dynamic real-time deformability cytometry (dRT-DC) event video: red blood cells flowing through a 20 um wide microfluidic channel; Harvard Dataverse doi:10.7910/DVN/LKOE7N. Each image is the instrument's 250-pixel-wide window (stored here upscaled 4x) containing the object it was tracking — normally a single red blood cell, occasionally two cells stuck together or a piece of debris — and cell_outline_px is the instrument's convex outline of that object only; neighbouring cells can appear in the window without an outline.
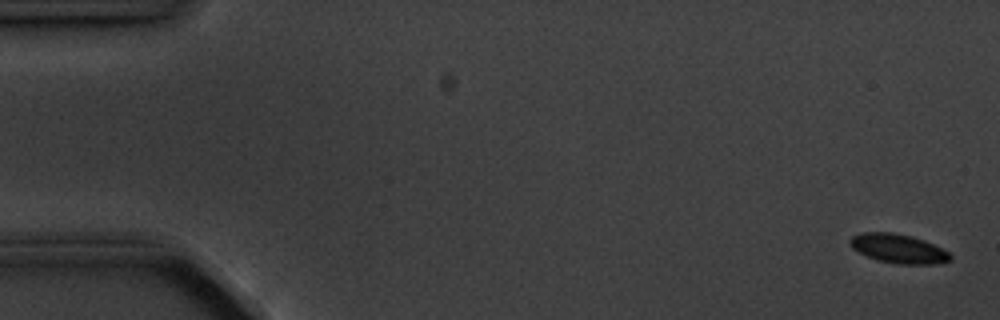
{"species": "common noctule bat (a hibernating species)", "species_latin": "Nyctalus noctula", "temperature_condition": "cold", "stored_images_in_passage": 5, "camera_frame_rate_fps": 3000, "um_per_image_px": 0.085, "animal": {"sex": "male", "body_mass_g": 20.1, "forearm_length_mm": 53.5}, "frame": {"image": 1, "passage_image": 1, "time_ms": 0.0, "image_size_px": [1000, 320], "cell_outline_px": [[952, 260], [936, 264], [896, 264], [876, 260], [852, 248], [848, 244], [848, 240], [852, 236], [860, 232], [892, 232], [912, 236], [924, 240], [948, 252], [952, 256]], "centroid_in_image_um": [76.33, 21.13], "position_along_channel_um": 8.7, "area_um2": 17.11}}